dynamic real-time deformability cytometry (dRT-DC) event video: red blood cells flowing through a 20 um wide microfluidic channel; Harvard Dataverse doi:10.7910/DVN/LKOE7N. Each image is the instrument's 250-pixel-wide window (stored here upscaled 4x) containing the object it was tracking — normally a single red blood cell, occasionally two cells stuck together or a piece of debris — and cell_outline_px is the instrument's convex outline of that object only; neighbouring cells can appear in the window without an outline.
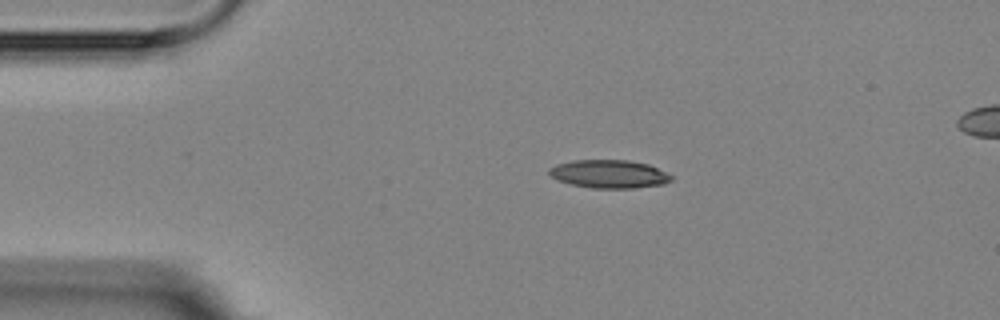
{"species": "Egyptian fruit bat (a non-hibernating species)", "species_latin": "Rousettus aegyptiacus", "temperature_condition": "room temperature", "stored_images_in_passage": 5, "camera_frame_rate_fps": 3000, "um_per_image_px": 0.085, "animal": {"sex": "female"}, "frame": {"image": 1, "passage_image": 3, "time_ms": 2.333, "image_size_px": [1000, 320], "cell_outline_px": [[672, 180], [664, 184], [636, 188], [592, 188], [572, 184], [560, 180], [552, 176], [548, 172], [548, 168], [556, 164], [572, 160], [628, 160], [648, 164], [672, 176]], "centroid_in_image_um": [51.77, 14.78], "position_along_channel_um": 33.2, "area_um2": 19.94}}